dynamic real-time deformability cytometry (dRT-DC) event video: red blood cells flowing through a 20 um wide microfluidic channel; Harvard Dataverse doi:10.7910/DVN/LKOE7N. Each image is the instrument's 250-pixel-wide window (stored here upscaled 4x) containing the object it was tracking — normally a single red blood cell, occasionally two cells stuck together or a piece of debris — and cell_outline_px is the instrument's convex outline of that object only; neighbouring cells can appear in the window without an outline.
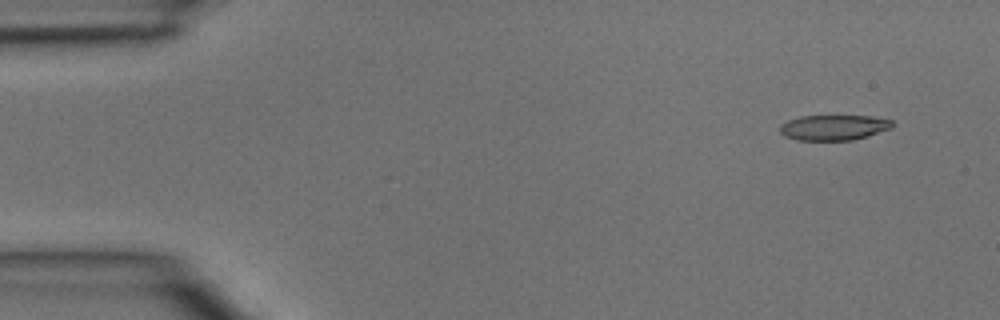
{"species": "common noctule bat (a hibernating species)", "species_latin": "Nyctalus noctula", "temperature_condition": "room temperature", "stored_images_in_passage": 4, "camera_frame_rate_fps": 3000, "um_per_image_px": 0.085, "animal": {"sex": "male", "body_mass_g": 15.6}, "frame": {"image": 1, "passage_image": 1, "time_ms": 0.0, "image_size_px": [1000, 320], "cell_outline_px": [[892, 128], [868, 136], [852, 140], [796, 140], [784, 136], [780, 132], [780, 124], [788, 120], [800, 116], [872, 116], [892, 120]], "centroid_in_image_um": [70.85, 10.84], "position_along_channel_um": 14.1, "area_um2": 16.65}}